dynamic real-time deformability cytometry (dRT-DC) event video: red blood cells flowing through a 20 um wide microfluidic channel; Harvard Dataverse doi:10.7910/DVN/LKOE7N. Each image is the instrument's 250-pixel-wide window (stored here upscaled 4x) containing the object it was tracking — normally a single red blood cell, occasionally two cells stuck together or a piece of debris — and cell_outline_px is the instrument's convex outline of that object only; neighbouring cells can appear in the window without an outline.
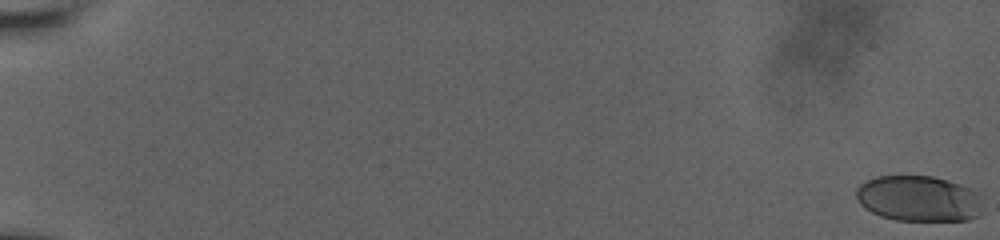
{"species": "human", "species_latin": "Homo sapiens", "temperature_condition": "room temperature", "stored_images_in_passage": 6, "camera_frame_rate_fps": 3000, "um_per_image_px": 0.085, "donor": {"sex": "male"}, "frame": {"image": 1, "passage_image": 1, "time_ms": 0.0, "image_size_px": [1000, 240], "cell_outline_px": [[980, 216], [968, 220], [896, 220], [880, 216], [864, 208], [860, 204], [856, 196], [856, 188], [860, 184], [876, 176], [932, 176], [980, 192]], "centroid_in_image_um": [78.06, 16.89], "position_along_channel_um": 6.9, "area_um2": 33.58}}